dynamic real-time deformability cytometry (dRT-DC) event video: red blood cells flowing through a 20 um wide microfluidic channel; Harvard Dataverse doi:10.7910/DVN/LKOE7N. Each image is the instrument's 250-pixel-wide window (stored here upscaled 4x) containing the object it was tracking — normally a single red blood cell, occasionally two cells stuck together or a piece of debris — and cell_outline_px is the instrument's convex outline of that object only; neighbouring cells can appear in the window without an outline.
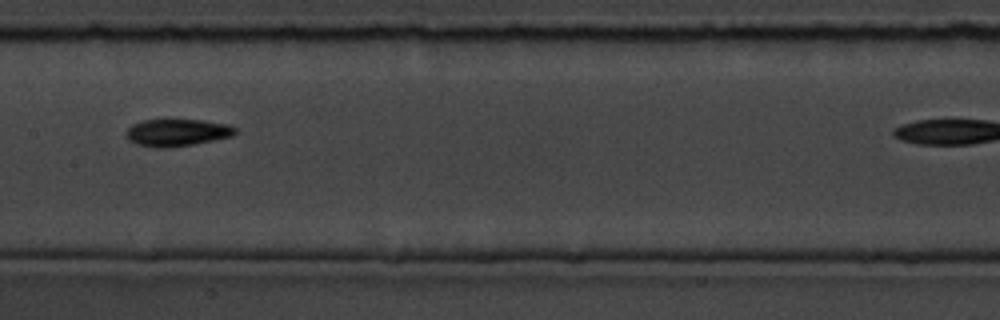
{"species": "common noctule bat (a hibernating species)", "species_latin": "Nyctalus noctula", "temperature_condition": "room temperature", "stored_images_in_passage": 9, "camera_frame_rate_fps": 3000, "um_per_image_px": 0.085, "animal": {"sex": "male", "body_mass_g": 19.5, "forearm_length_mm": 54.6}, "frame": {"image": 1, "passage_image": 6, "time_ms": 6.0, "image_size_px": [1000, 320], "cell_outline_px": [[236, 132], [232, 136], [192, 144], [168, 148], [156, 148], [136, 144], [128, 140], [124, 136], [124, 132], [132, 124], [144, 120], [204, 120], [228, 124], [236, 128]], "centroid_in_image_um": [15.0, 11.27], "position_along_channel_um": 192.4, "area_um2": 17.34}}